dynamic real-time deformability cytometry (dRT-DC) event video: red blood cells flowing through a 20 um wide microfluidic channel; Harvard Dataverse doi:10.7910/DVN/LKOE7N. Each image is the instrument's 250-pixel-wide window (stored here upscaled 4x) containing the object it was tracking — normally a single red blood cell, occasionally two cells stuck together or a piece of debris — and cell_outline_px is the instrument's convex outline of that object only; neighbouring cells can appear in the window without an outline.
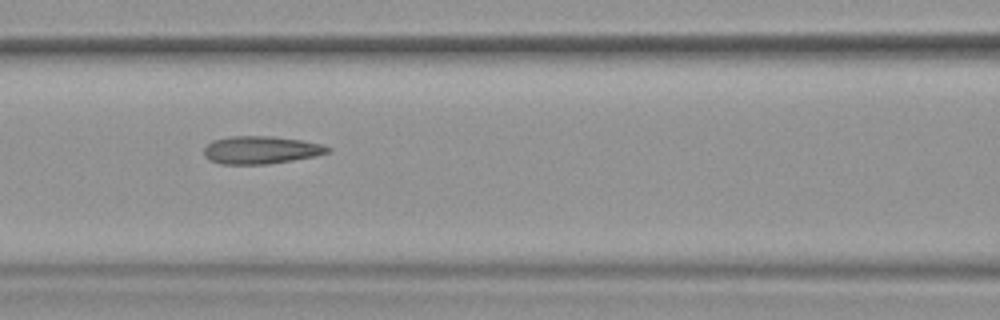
{"species": "common noctule bat (a hibernating species)", "species_latin": "Nyctalus noctula", "temperature_condition": "warm", "stored_images_in_passage": 54, "camera_frame_rate_fps": 3000, "um_per_image_px": 0.085, "animal": {"sex": "female", "body_mass_g": 19.9}, "frame": {"image": 1, "passage_image": 24, "time_ms": 7.667, "image_size_px": [1000, 320], "cell_outline_px": [[332, 152], [316, 156], [268, 164], [220, 164], [208, 160], [204, 156], [204, 148], [212, 140], [228, 136], [272, 136], [300, 140], [320, 144], [332, 148]], "centroid_in_image_um": [22.16, 12.75], "position_along_channel_um": 144.4, "area_um2": 20.17}, "authors_computed_cell_mechanics": {"area_um2": 20.7791, "velocity_mm_per_s": 3.8162, "shape_relaxation_time_tau1_ms": null, "shape_relaxation_time_tau2_ms": 1.6369, "deformation_change_tau1": null, "deformation_change_tau2": 0.1029}}